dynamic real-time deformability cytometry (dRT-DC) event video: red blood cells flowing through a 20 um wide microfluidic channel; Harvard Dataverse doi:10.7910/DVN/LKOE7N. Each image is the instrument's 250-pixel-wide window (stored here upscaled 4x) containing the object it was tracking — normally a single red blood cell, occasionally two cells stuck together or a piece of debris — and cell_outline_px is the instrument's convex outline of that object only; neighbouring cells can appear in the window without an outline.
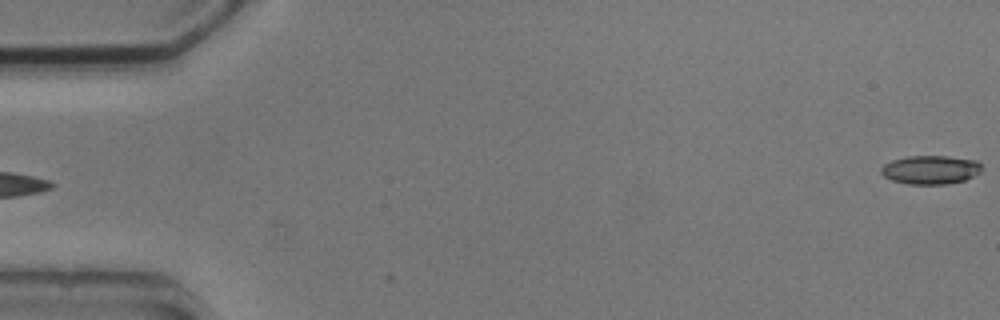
{"species": "common noctule bat (a hibernating species)", "species_latin": "Nyctalus noctula", "temperature_condition": "cold", "stored_images_in_passage": 5, "segment_of_instrument_passage": [2, 2], "camera_frame_rate_fps": 3000, "um_per_image_px": 0.085, "animal": {"sex": "male", "body_mass_g": 20.5, "forearm_length_mm": 52.5}, "frame": {"image": 1, "passage_image": 5, "time_ms": 4.667, "image_size_px": [1000, 320], "cell_outline_px": [[984, 168], [980, 172], [964, 180], [948, 184], [908, 184], [892, 180], [884, 176], [880, 172], [880, 168], [884, 164], [892, 160], [908, 156], [948, 156], [976, 160]], "centroid_in_image_um": [79.09, 14.42], "position_along_channel_um": 5.9, "area_um2": 16.88}}